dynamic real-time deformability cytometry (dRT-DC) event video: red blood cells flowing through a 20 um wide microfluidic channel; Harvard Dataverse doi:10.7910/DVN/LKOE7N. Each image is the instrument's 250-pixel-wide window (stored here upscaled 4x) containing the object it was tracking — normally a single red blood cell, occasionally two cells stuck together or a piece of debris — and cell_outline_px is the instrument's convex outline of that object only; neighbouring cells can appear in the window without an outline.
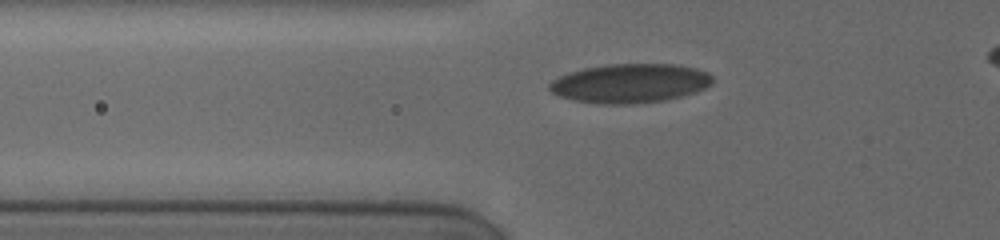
{"species": "human", "species_latin": "Homo sapiens", "temperature_condition": "cold", "stored_images_in_passage": 37, "camera_frame_rate_fps": 3000, "um_per_image_px": 0.085, "donor": {"sex": "female"}, "frame": {"image": 1, "passage_image": 13, "time_ms": 3.333, "image_size_px": [1000, 240], "cell_outline_px": [[712, 84], [696, 92], [664, 100], [632, 104], [600, 104], [572, 100], [560, 96], [552, 92], [548, 88], [548, 84], [552, 80], [568, 72], [584, 68], [604, 64], [672, 64], [696, 68], [712, 76]], "centroid_in_image_um": [53.51, 7.08], "position_along_channel_um": 72.3, "area_um2": 37.17}}
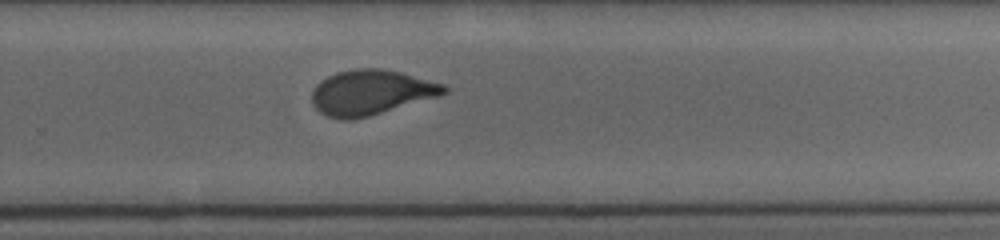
{"frame": {"image": 2, "passage_image": 24, "time_ms": 9.333, "image_size_px": [1000, 240], "cell_outline_px": [[448, 92], [436, 96], [368, 116], [352, 120], [340, 120], [328, 116], [320, 112], [312, 104], [312, 92], [316, 84], [320, 80], [336, 72], [356, 68], [380, 68], [400, 72], [444, 84], [448, 88]], "centroid_in_image_um": [31.48, 7.84], "position_along_channel_um": 298.3, "area_um2": 34.33}}
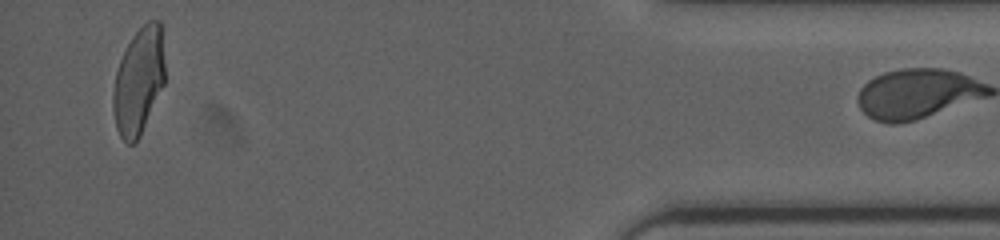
{"frame": {"image": 3, "passage_image": 36, "time_ms": 14.0, "image_size_px": [1000, 240], "cell_outline_px": [[164, 84], [140, 136], [132, 144], [128, 144], [120, 136], [116, 128], [112, 112], [112, 92], [116, 72], [120, 60], [132, 36], [148, 20], [160, 20], [164, 60]], "centroid_in_image_um": [11.77, 6.9], "position_along_channel_um": 423.4, "area_um2": 32.14}, "authors_computed_cell_mechanics": {"area_um2": 34.8534, "velocity_mm_per_s": 3.8357, "shape_relaxation_time_tau1_ms": 8.6355, "shape_relaxation_time_tau2_ms": 1.0459, "deformation_change_tau1": 0.1916, "deformation_change_tau2": 0.0297}}